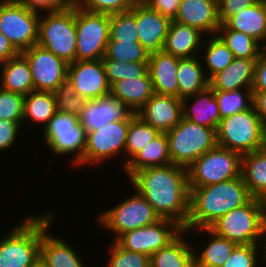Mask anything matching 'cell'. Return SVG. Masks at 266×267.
<instances>
[{
	"instance_id": "cell-1",
	"label": "cell",
	"mask_w": 266,
	"mask_h": 267,
	"mask_svg": "<svg viewBox=\"0 0 266 267\" xmlns=\"http://www.w3.org/2000/svg\"><path fill=\"white\" fill-rule=\"evenodd\" d=\"M129 180L160 218L186 226L190 213L187 168L170 164L140 169Z\"/></svg>"
},
{
	"instance_id": "cell-2",
	"label": "cell",
	"mask_w": 266,
	"mask_h": 267,
	"mask_svg": "<svg viewBox=\"0 0 266 267\" xmlns=\"http://www.w3.org/2000/svg\"><path fill=\"white\" fill-rule=\"evenodd\" d=\"M190 213L184 230L209 228L221 216L246 204L249 194L242 175L202 187H189Z\"/></svg>"
},
{
	"instance_id": "cell-3",
	"label": "cell",
	"mask_w": 266,
	"mask_h": 267,
	"mask_svg": "<svg viewBox=\"0 0 266 267\" xmlns=\"http://www.w3.org/2000/svg\"><path fill=\"white\" fill-rule=\"evenodd\" d=\"M266 221V200L252 197L246 204L221 216L209 228L237 245L261 244Z\"/></svg>"
},
{
	"instance_id": "cell-4",
	"label": "cell",
	"mask_w": 266,
	"mask_h": 267,
	"mask_svg": "<svg viewBox=\"0 0 266 267\" xmlns=\"http://www.w3.org/2000/svg\"><path fill=\"white\" fill-rule=\"evenodd\" d=\"M216 141L218 146L241 155L252 153L266 146V126L252 105L222 118L216 130Z\"/></svg>"
},
{
	"instance_id": "cell-5",
	"label": "cell",
	"mask_w": 266,
	"mask_h": 267,
	"mask_svg": "<svg viewBox=\"0 0 266 267\" xmlns=\"http://www.w3.org/2000/svg\"><path fill=\"white\" fill-rule=\"evenodd\" d=\"M0 240V267H30L40 258L42 215H29Z\"/></svg>"
},
{
	"instance_id": "cell-6",
	"label": "cell",
	"mask_w": 266,
	"mask_h": 267,
	"mask_svg": "<svg viewBox=\"0 0 266 267\" xmlns=\"http://www.w3.org/2000/svg\"><path fill=\"white\" fill-rule=\"evenodd\" d=\"M76 40V4L73 1L61 10L40 13L39 46L69 64L75 61Z\"/></svg>"
},
{
	"instance_id": "cell-7",
	"label": "cell",
	"mask_w": 266,
	"mask_h": 267,
	"mask_svg": "<svg viewBox=\"0 0 266 267\" xmlns=\"http://www.w3.org/2000/svg\"><path fill=\"white\" fill-rule=\"evenodd\" d=\"M166 136L172 164L185 168L217 145L215 129L185 118L166 132Z\"/></svg>"
},
{
	"instance_id": "cell-8",
	"label": "cell",
	"mask_w": 266,
	"mask_h": 267,
	"mask_svg": "<svg viewBox=\"0 0 266 267\" xmlns=\"http://www.w3.org/2000/svg\"><path fill=\"white\" fill-rule=\"evenodd\" d=\"M133 192V195L121 199V202L96 216L98 225L112 233L114 241L126 232L153 224L160 219L146 198L135 188Z\"/></svg>"
},
{
	"instance_id": "cell-9",
	"label": "cell",
	"mask_w": 266,
	"mask_h": 267,
	"mask_svg": "<svg viewBox=\"0 0 266 267\" xmlns=\"http://www.w3.org/2000/svg\"><path fill=\"white\" fill-rule=\"evenodd\" d=\"M242 155L216 145L188 168V186L202 187L241 176Z\"/></svg>"
},
{
	"instance_id": "cell-10",
	"label": "cell",
	"mask_w": 266,
	"mask_h": 267,
	"mask_svg": "<svg viewBox=\"0 0 266 267\" xmlns=\"http://www.w3.org/2000/svg\"><path fill=\"white\" fill-rule=\"evenodd\" d=\"M110 14L91 12L76 5L75 60H99L106 54Z\"/></svg>"
},
{
	"instance_id": "cell-11",
	"label": "cell",
	"mask_w": 266,
	"mask_h": 267,
	"mask_svg": "<svg viewBox=\"0 0 266 267\" xmlns=\"http://www.w3.org/2000/svg\"><path fill=\"white\" fill-rule=\"evenodd\" d=\"M130 120L109 122L101 129L86 132V145L80 162L76 165H89L96 168L120 155L125 157V144ZM123 152V153H122ZM98 166V167H97Z\"/></svg>"
},
{
	"instance_id": "cell-12",
	"label": "cell",
	"mask_w": 266,
	"mask_h": 267,
	"mask_svg": "<svg viewBox=\"0 0 266 267\" xmlns=\"http://www.w3.org/2000/svg\"><path fill=\"white\" fill-rule=\"evenodd\" d=\"M40 13L13 0H0V32L21 53L38 43Z\"/></svg>"
},
{
	"instance_id": "cell-13",
	"label": "cell",
	"mask_w": 266,
	"mask_h": 267,
	"mask_svg": "<svg viewBox=\"0 0 266 267\" xmlns=\"http://www.w3.org/2000/svg\"><path fill=\"white\" fill-rule=\"evenodd\" d=\"M182 230L175 221L160 218L153 224L122 234L116 242L126 250L150 257L171 242Z\"/></svg>"
},
{
	"instance_id": "cell-14",
	"label": "cell",
	"mask_w": 266,
	"mask_h": 267,
	"mask_svg": "<svg viewBox=\"0 0 266 267\" xmlns=\"http://www.w3.org/2000/svg\"><path fill=\"white\" fill-rule=\"evenodd\" d=\"M21 54L30 65L34 90L54 92L67 80L69 64L51 51L36 44Z\"/></svg>"
},
{
	"instance_id": "cell-15",
	"label": "cell",
	"mask_w": 266,
	"mask_h": 267,
	"mask_svg": "<svg viewBox=\"0 0 266 267\" xmlns=\"http://www.w3.org/2000/svg\"><path fill=\"white\" fill-rule=\"evenodd\" d=\"M67 80L73 85L75 93L87 100L103 98L111 92L102 59L69 63Z\"/></svg>"
},
{
	"instance_id": "cell-16",
	"label": "cell",
	"mask_w": 266,
	"mask_h": 267,
	"mask_svg": "<svg viewBox=\"0 0 266 267\" xmlns=\"http://www.w3.org/2000/svg\"><path fill=\"white\" fill-rule=\"evenodd\" d=\"M42 213V241L40 258L47 267H85L82 258L73 246L60 237L50 234L51 225L56 218L54 210ZM55 217V218H54ZM49 231V232H48ZM75 249V250H74Z\"/></svg>"
},
{
	"instance_id": "cell-17",
	"label": "cell",
	"mask_w": 266,
	"mask_h": 267,
	"mask_svg": "<svg viewBox=\"0 0 266 267\" xmlns=\"http://www.w3.org/2000/svg\"><path fill=\"white\" fill-rule=\"evenodd\" d=\"M134 113L125 103L111 95L88 100L78 117L86 132L101 129L109 122L130 120Z\"/></svg>"
},
{
	"instance_id": "cell-18",
	"label": "cell",
	"mask_w": 266,
	"mask_h": 267,
	"mask_svg": "<svg viewBox=\"0 0 266 267\" xmlns=\"http://www.w3.org/2000/svg\"><path fill=\"white\" fill-rule=\"evenodd\" d=\"M171 20L144 3H136V25L139 42L151 55L162 52Z\"/></svg>"
},
{
	"instance_id": "cell-19",
	"label": "cell",
	"mask_w": 266,
	"mask_h": 267,
	"mask_svg": "<svg viewBox=\"0 0 266 267\" xmlns=\"http://www.w3.org/2000/svg\"><path fill=\"white\" fill-rule=\"evenodd\" d=\"M136 115L161 133H166L182 118V100L174 96L154 94Z\"/></svg>"
},
{
	"instance_id": "cell-20",
	"label": "cell",
	"mask_w": 266,
	"mask_h": 267,
	"mask_svg": "<svg viewBox=\"0 0 266 267\" xmlns=\"http://www.w3.org/2000/svg\"><path fill=\"white\" fill-rule=\"evenodd\" d=\"M173 21L196 28L205 36L217 35L221 25L218 0H181Z\"/></svg>"
},
{
	"instance_id": "cell-21",
	"label": "cell",
	"mask_w": 266,
	"mask_h": 267,
	"mask_svg": "<svg viewBox=\"0 0 266 267\" xmlns=\"http://www.w3.org/2000/svg\"><path fill=\"white\" fill-rule=\"evenodd\" d=\"M179 58L164 51L150 55L148 72L154 94L178 97Z\"/></svg>"
},
{
	"instance_id": "cell-22",
	"label": "cell",
	"mask_w": 266,
	"mask_h": 267,
	"mask_svg": "<svg viewBox=\"0 0 266 267\" xmlns=\"http://www.w3.org/2000/svg\"><path fill=\"white\" fill-rule=\"evenodd\" d=\"M256 60L234 58L230 65L209 79V86L214 91L252 89Z\"/></svg>"
},
{
	"instance_id": "cell-23",
	"label": "cell",
	"mask_w": 266,
	"mask_h": 267,
	"mask_svg": "<svg viewBox=\"0 0 266 267\" xmlns=\"http://www.w3.org/2000/svg\"><path fill=\"white\" fill-rule=\"evenodd\" d=\"M188 101L192 102V105H189ZM182 118L217 130L221 116L217 99L214 96V90L208 86L197 94L182 99Z\"/></svg>"
},
{
	"instance_id": "cell-24",
	"label": "cell",
	"mask_w": 266,
	"mask_h": 267,
	"mask_svg": "<svg viewBox=\"0 0 266 267\" xmlns=\"http://www.w3.org/2000/svg\"><path fill=\"white\" fill-rule=\"evenodd\" d=\"M204 38L198 29L172 20L163 51L178 58L199 56Z\"/></svg>"
},
{
	"instance_id": "cell-25",
	"label": "cell",
	"mask_w": 266,
	"mask_h": 267,
	"mask_svg": "<svg viewBox=\"0 0 266 267\" xmlns=\"http://www.w3.org/2000/svg\"><path fill=\"white\" fill-rule=\"evenodd\" d=\"M227 28L243 32L266 48V1L242 9L224 23Z\"/></svg>"
},
{
	"instance_id": "cell-26",
	"label": "cell",
	"mask_w": 266,
	"mask_h": 267,
	"mask_svg": "<svg viewBox=\"0 0 266 267\" xmlns=\"http://www.w3.org/2000/svg\"><path fill=\"white\" fill-rule=\"evenodd\" d=\"M110 95L125 103L134 113H137L154 95L149 72L141 78L131 77L115 82L111 86Z\"/></svg>"
},
{
	"instance_id": "cell-27",
	"label": "cell",
	"mask_w": 266,
	"mask_h": 267,
	"mask_svg": "<svg viewBox=\"0 0 266 267\" xmlns=\"http://www.w3.org/2000/svg\"><path fill=\"white\" fill-rule=\"evenodd\" d=\"M193 231H198L199 233L203 232L205 234L207 233V236H209V241H206L207 244L204 245V248H200L198 250V248H194L193 245L194 267H221L230 257L234 248L237 246L236 243L217 235L210 228L187 230L188 233Z\"/></svg>"
},
{
	"instance_id": "cell-28",
	"label": "cell",
	"mask_w": 266,
	"mask_h": 267,
	"mask_svg": "<svg viewBox=\"0 0 266 267\" xmlns=\"http://www.w3.org/2000/svg\"><path fill=\"white\" fill-rule=\"evenodd\" d=\"M0 67H2L0 72V87L2 89L23 96L34 91L30 65L21 53L0 63Z\"/></svg>"
},
{
	"instance_id": "cell-29",
	"label": "cell",
	"mask_w": 266,
	"mask_h": 267,
	"mask_svg": "<svg viewBox=\"0 0 266 267\" xmlns=\"http://www.w3.org/2000/svg\"><path fill=\"white\" fill-rule=\"evenodd\" d=\"M182 230L171 242L150 256V267H194L193 244ZM185 237V238H184Z\"/></svg>"
},
{
	"instance_id": "cell-30",
	"label": "cell",
	"mask_w": 266,
	"mask_h": 267,
	"mask_svg": "<svg viewBox=\"0 0 266 267\" xmlns=\"http://www.w3.org/2000/svg\"><path fill=\"white\" fill-rule=\"evenodd\" d=\"M42 135L46 147H49L54 156L74 155L71 162L74 166L82 159L86 145V131L80 122L74 127V131L43 133Z\"/></svg>"
},
{
	"instance_id": "cell-31",
	"label": "cell",
	"mask_w": 266,
	"mask_h": 267,
	"mask_svg": "<svg viewBox=\"0 0 266 267\" xmlns=\"http://www.w3.org/2000/svg\"><path fill=\"white\" fill-rule=\"evenodd\" d=\"M200 56L179 58L177 71L178 98H189L209 86Z\"/></svg>"
},
{
	"instance_id": "cell-32",
	"label": "cell",
	"mask_w": 266,
	"mask_h": 267,
	"mask_svg": "<svg viewBox=\"0 0 266 267\" xmlns=\"http://www.w3.org/2000/svg\"><path fill=\"white\" fill-rule=\"evenodd\" d=\"M241 175L249 194L266 200V146L242 155Z\"/></svg>"
},
{
	"instance_id": "cell-33",
	"label": "cell",
	"mask_w": 266,
	"mask_h": 267,
	"mask_svg": "<svg viewBox=\"0 0 266 267\" xmlns=\"http://www.w3.org/2000/svg\"><path fill=\"white\" fill-rule=\"evenodd\" d=\"M172 164L169 154L166 133L147 144L124 168L125 174L130 178L136 171L150 167H160Z\"/></svg>"
},
{
	"instance_id": "cell-34",
	"label": "cell",
	"mask_w": 266,
	"mask_h": 267,
	"mask_svg": "<svg viewBox=\"0 0 266 267\" xmlns=\"http://www.w3.org/2000/svg\"><path fill=\"white\" fill-rule=\"evenodd\" d=\"M56 110V100L51 91H31L24 96L22 123L31 122L43 124V130L53 118Z\"/></svg>"
},
{
	"instance_id": "cell-35",
	"label": "cell",
	"mask_w": 266,
	"mask_h": 267,
	"mask_svg": "<svg viewBox=\"0 0 266 267\" xmlns=\"http://www.w3.org/2000/svg\"><path fill=\"white\" fill-rule=\"evenodd\" d=\"M205 38L206 39H204L202 44V47L205 49L201 48L200 50L205 54L201 53L204 57L200 54V59L203 60L205 64V66L203 65V67H205V74L207 78L210 79L213 75L224 70L228 65H230L235 57L218 35L205 36Z\"/></svg>"
},
{
	"instance_id": "cell-36",
	"label": "cell",
	"mask_w": 266,
	"mask_h": 267,
	"mask_svg": "<svg viewBox=\"0 0 266 267\" xmlns=\"http://www.w3.org/2000/svg\"><path fill=\"white\" fill-rule=\"evenodd\" d=\"M161 132L143 121L136 114L130 119L125 144V158L121 167H125L147 144Z\"/></svg>"
},
{
	"instance_id": "cell-37",
	"label": "cell",
	"mask_w": 266,
	"mask_h": 267,
	"mask_svg": "<svg viewBox=\"0 0 266 267\" xmlns=\"http://www.w3.org/2000/svg\"><path fill=\"white\" fill-rule=\"evenodd\" d=\"M217 35L224 41L235 58L258 59L265 48L247 34L227 28L221 24Z\"/></svg>"
},
{
	"instance_id": "cell-38",
	"label": "cell",
	"mask_w": 266,
	"mask_h": 267,
	"mask_svg": "<svg viewBox=\"0 0 266 267\" xmlns=\"http://www.w3.org/2000/svg\"><path fill=\"white\" fill-rule=\"evenodd\" d=\"M109 41L139 42L136 3L129 11L110 14Z\"/></svg>"
},
{
	"instance_id": "cell-39",
	"label": "cell",
	"mask_w": 266,
	"mask_h": 267,
	"mask_svg": "<svg viewBox=\"0 0 266 267\" xmlns=\"http://www.w3.org/2000/svg\"><path fill=\"white\" fill-rule=\"evenodd\" d=\"M214 96L218 102L221 119L249 109L253 105L252 89L214 91Z\"/></svg>"
},
{
	"instance_id": "cell-40",
	"label": "cell",
	"mask_w": 266,
	"mask_h": 267,
	"mask_svg": "<svg viewBox=\"0 0 266 267\" xmlns=\"http://www.w3.org/2000/svg\"><path fill=\"white\" fill-rule=\"evenodd\" d=\"M150 54L140 42L108 41L106 54L102 59H113L124 63L148 62Z\"/></svg>"
},
{
	"instance_id": "cell-41",
	"label": "cell",
	"mask_w": 266,
	"mask_h": 267,
	"mask_svg": "<svg viewBox=\"0 0 266 267\" xmlns=\"http://www.w3.org/2000/svg\"><path fill=\"white\" fill-rule=\"evenodd\" d=\"M108 247L106 267H150V257L122 248L116 241Z\"/></svg>"
},
{
	"instance_id": "cell-42",
	"label": "cell",
	"mask_w": 266,
	"mask_h": 267,
	"mask_svg": "<svg viewBox=\"0 0 266 267\" xmlns=\"http://www.w3.org/2000/svg\"><path fill=\"white\" fill-rule=\"evenodd\" d=\"M53 93L56 100V110L77 117L88 101L85 97L75 93L73 85L68 80L61 83Z\"/></svg>"
},
{
	"instance_id": "cell-43",
	"label": "cell",
	"mask_w": 266,
	"mask_h": 267,
	"mask_svg": "<svg viewBox=\"0 0 266 267\" xmlns=\"http://www.w3.org/2000/svg\"><path fill=\"white\" fill-rule=\"evenodd\" d=\"M24 96L4 90L0 87V120H10L21 126L23 118Z\"/></svg>"
},
{
	"instance_id": "cell-44",
	"label": "cell",
	"mask_w": 266,
	"mask_h": 267,
	"mask_svg": "<svg viewBox=\"0 0 266 267\" xmlns=\"http://www.w3.org/2000/svg\"><path fill=\"white\" fill-rule=\"evenodd\" d=\"M260 246L259 244L237 245L221 267H258L261 258Z\"/></svg>"
},
{
	"instance_id": "cell-45",
	"label": "cell",
	"mask_w": 266,
	"mask_h": 267,
	"mask_svg": "<svg viewBox=\"0 0 266 267\" xmlns=\"http://www.w3.org/2000/svg\"><path fill=\"white\" fill-rule=\"evenodd\" d=\"M78 7L91 12L119 13L129 11L133 6L132 0H72Z\"/></svg>"
},
{
	"instance_id": "cell-46",
	"label": "cell",
	"mask_w": 266,
	"mask_h": 267,
	"mask_svg": "<svg viewBox=\"0 0 266 267\" xmlns=\"http://www.w3.org/2000/svg\"><path fill=\"white\" fill-rule=\"evenodd\" d=\"M79 123L77 116L63 112H56L42 133H58L74 131V127Z\"/></svg>"
},
{
	"instance_id": "cell-47",
	"label": "cell",
	"mask_w": 266,
	"mask_h": 267,
	"mask_svg": "<svg viewBox=\"0 0 266 267\" xmlns=\"http://www.w3.org/2000/svg\"><path fill=\"white\" fill-rule=\"evenodd\" d=\"M260 0H218V15L220 24L242 9L258 3Z\"/></svg>"
},
{
	"instance_id": "cell-48",
	"label": "cell",
	"mask_w": 266,
	"mask_h": 267,
	"mask_svg": "<svg viewBox=\"0 0 266 267\" xmlns=\"http://www.w3.org/2000/svg\"><path fill=\"white\" fill-rule=\"evenodd\" d=\"M21 127L23 126L17 122L0 120V151H6L7 148L15 145L19 132L22 131Z\"/></svg>"
},
{
	"instance_id": "cell-49",
	"label": "cell",
	"mask_w": 266,
	"mask_h": 267,
	"mask_svg": "<svg viewBox=\"0 0 266 267\" xmlns=\"http://www.w3.org/2000/svg\"><path fill=\"white\" fill-rule=\"evenodd\" d=\"M28 9L38 12H52L65 8L72 0H13Z\"/></svg>"
},
{
	"instance_id": "cell-50",
	"label": "cell",
	"mask_w": 266,
	"mask_h": 267,
	"mask_svg": "<svg viewBox=\"0 0 266 267\" xmlns=\"http://www.w3.org/2000/svg\"><path fill=\"white\" fill-rule=\"evenodd\" d=\"M181 0H145L151 10L157 11L169 18L171 21L175 19Z\"/></svg>"
},
{
	"instance_id": "cell-51",
	"label": "cell",
	"mask_w": 266,
	"mask_h": 267,
	"mask_svg": "<svg viewBox=\"0 0 266 267\" xmlns=\"http://www.w3.org/2000/svg\"><path fill=\"white\" fill-rule=\"evenodd\" d=\"M105 74L109 84L125 79L126 63L113 59H102Z\"/></svg>"
},
{
	"instance_id": "cell-52",
	"label": "cell",
	"mask_w": 266,
	"mask_h": 267,
	"mask_svg": "<svg viewBox=\"0 0 266 267\" xmlns=\"http://www.w3.org/2000/svg\"><path fill=\"white\" fill-rule=\"evenodd\" d=\"M252 91L266 92V50L256 60Z\"/></svg>"
},
{
	"instance_id": "cell-53",
	"label": "cell",
	"mask_w": 266,
	"mask_h": 267,
	"mask_svg": "<svg viewBox=\"0 0 266 267\" xmlns=\"http://www.w3.org/2000/svg\"><path fill=\"white\" fill-rule=\"evenodd\" d=\"M20 52L12 45L10 40L0 32V63L19 55Z\"/></svg>"
},
{
	"instance_id": "cell-54",
	"label": "cell",
	"mask_w": 266,
	"mask_h": 267,
	"mask_svg": "<svg viewBox=\"0 0 266 267\" xmlns=\"http://www.w3.org/2000/svg\"><path fill=\"white\" fill-rule=\"evenodd\" d=\"M148 72V62L126 63L125 80L131 77L141 78Z\"/></svg>"
},
{
	"instance_id": "cell-55",
	"label": "cell",
	"mask_w": 266,
	"mask_h": 267,
	"mask_svg": "<svg viewBox=\"0 0 266 267\" xmlns=\"http://www.w3.org/2000/svg\"><path fill=\"white\" fill-rule=\"evenodd\" d=\"M253 107L266 126V92H253Z\"/></svg>"
},
{
	"instance_id": "cell-56",
	"label": "cell",
	"mask_w": 266,
	"mask_h": 267,
	"mask_svg": "<svg viewBox=\"0 0 266 267\" xmlns=\"http://www.w3.org/2000/svg\"><path fill=\"white\" fill-rule=\"evenodd\" d=\"M262 246H260L262 248L261 252V257L262 259H264L265 261L262 260V262L266 263V221L264 224V228H263V232H262V238H261V242H260ZM263 243V244H262Z\"/></svg>"
},
{
	"instance_id": "cell-57",
	"label": "cell",
	"mask_w": 266,
	"mask_h": 267,
	"mask_svg": "<svg viewBox=\"0 0 266 267\" xmlns=\"http://www.w3.org/2000/svg\"><path fill=\"white\" fill-rule=\"evenodd\" d=\"M30 267H47V265L41 258H38Z\"/></svg>"
},
{
	"instance_id": "cell-58",
	"label": "cell",
	"mask_w": 266,
	"mask_h": 267,
	"mask_svg": "<svg viewBox=\"0 0 266 267\" xmlns=\"http://www.w3.org/2000/svg\"><path fill=\"white\" fill-rule=\"evenodd\" d=\"M134 3H144L145 0H132Z\"/></svg>"
}]
</instances>
